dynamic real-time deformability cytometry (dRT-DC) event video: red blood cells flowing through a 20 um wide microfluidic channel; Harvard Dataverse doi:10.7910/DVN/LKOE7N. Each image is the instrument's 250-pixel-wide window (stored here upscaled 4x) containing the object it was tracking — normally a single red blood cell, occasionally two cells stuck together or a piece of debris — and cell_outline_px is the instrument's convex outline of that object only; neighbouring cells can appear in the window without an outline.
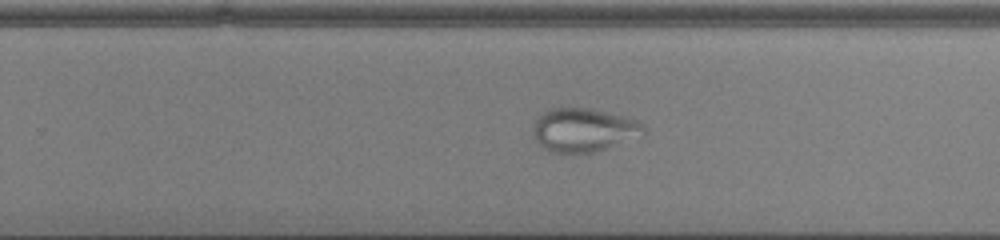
{"species": "common noctule bat (a hibernating species)", "species_latin": "Nyctalus noctula", "temperature_condition": "cold", "stored_images_in_passage": 54, "camera_frame_rate_fps": 3000, "um_per_image_px": 0.085, "animal": {"sex": "male", "body_mass_g": 13.0, "forearm_length_mm": 53.1}, "frame": {"image": 1, "passage_image": 36, "time_ms": 11.667, "image_size_px": [1000, 240], "cell_outline_px": [[644, 136], [608, 148], [592, 152], [572, 156], [552, 152], [544, 148], [536, 140], [532, 132], [532, 124], [548, 108], [592, 108], [636, 120], [644, 124]], "centroid_in_image_um": [49.6, 11.08], "position_along_channel_um": 280.2, "area_um2": 28.67}}
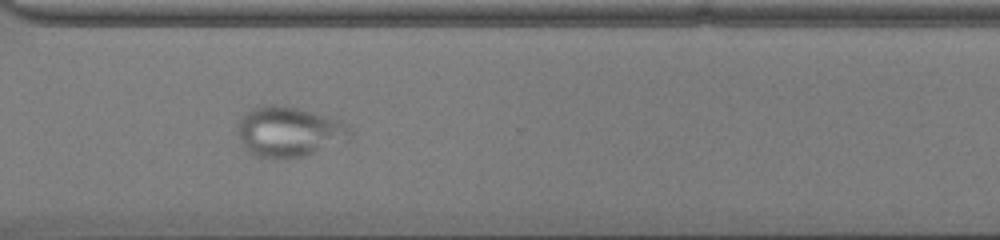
{"frame": {"image": 2, "passage_image": 41, "time_ms": 13.333, "image_size_px": [1000, 240], "cell_outline_px": [[352, 136], [348, 140], [304, 156], [284, 160], [272, 160], [256, 156], [248, 152], [240, 140], [240, 120], [244, 112], [256, 104], [272, 104], [300, 108], [340, 120], [348, 124], [352, 132]], "centroid_in_image_um": [24.57, 11.2], "position_along_channel_um": 346.0, "area_um2": 33.47}}